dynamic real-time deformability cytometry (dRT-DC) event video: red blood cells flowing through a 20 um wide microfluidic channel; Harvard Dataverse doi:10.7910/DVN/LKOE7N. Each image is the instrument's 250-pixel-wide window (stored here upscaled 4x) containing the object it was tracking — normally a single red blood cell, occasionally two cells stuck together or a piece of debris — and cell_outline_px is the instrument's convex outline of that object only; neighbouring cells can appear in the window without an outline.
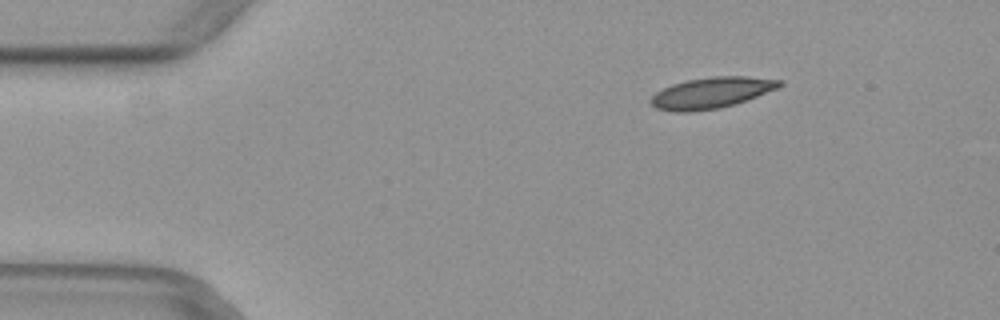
{"species": "common noctule bat (a hibernating species)", "species_latin": "Nyctalus noctula", "temperature_condition": "warm", "stored_images_in_passage": 48, "camera_frame_rate_fps": 3000, "um_per_image_px": 0.085, "animal": {"sex": "female", "body_mass_g": 29.2, "forearm_length_mm": 56.3}, "frame": {"image": 1, "passage_image": 5, "time_ms": 1.333, "image_size_px": [1000, 320], "cell_outline_px": [[784, 84], [776, 88], [748, 100], [736, 104], [720, 108], [688, 112], [676, 112], [656, 108], [648, 100], [656, 92], [672, 84], [688, 80], [712, 76], [748, 76], [784, 80]], "centroid_in_image_um": [60.49, 7.88], "position_along_channel_um": 24.5, "area_um2": 23.35}}
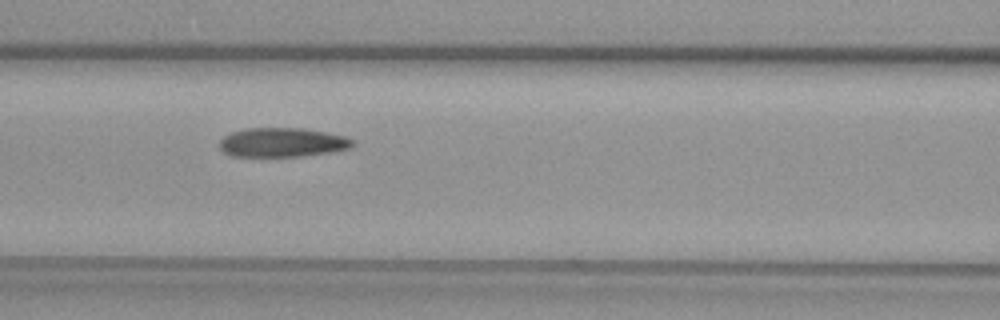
{"frame": {"image": 2, "passage_image": 19, "time_ms": 6.0, "image_size_px": [1000, 320], "cell_outline_px": [[352, 148], [304, 156], [232, 156], [224, 152], [220, 148], [220, 140], [224, 136], [232, 132], [244, 128], [304, 128], [344, 136], [352, 140]], "centroid_in_image_um": [23.96, 12.1], "position_along_channel_um": 142.6, "area_um2": 22.48}}
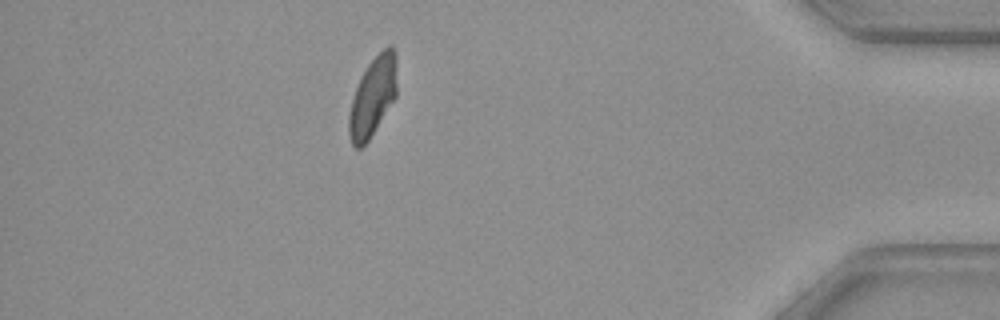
{"frame": {"image": 3, "passage_image": 42, "time_ms": 13.667, "image_size_px": [1000, 320], "cell_outline_px": [[396, 96], [368, 140], [360, 148], [356, 148], [352, 144], [348, 132], [348, 116], [352, 100], [356, 88], [368, 64], [388, 44], [392, 44], [396, 52]], "centroid_in_image_um": [31.69, 8.19], "position_along_channel_um": 403.5, "area_um2": 21.79}}